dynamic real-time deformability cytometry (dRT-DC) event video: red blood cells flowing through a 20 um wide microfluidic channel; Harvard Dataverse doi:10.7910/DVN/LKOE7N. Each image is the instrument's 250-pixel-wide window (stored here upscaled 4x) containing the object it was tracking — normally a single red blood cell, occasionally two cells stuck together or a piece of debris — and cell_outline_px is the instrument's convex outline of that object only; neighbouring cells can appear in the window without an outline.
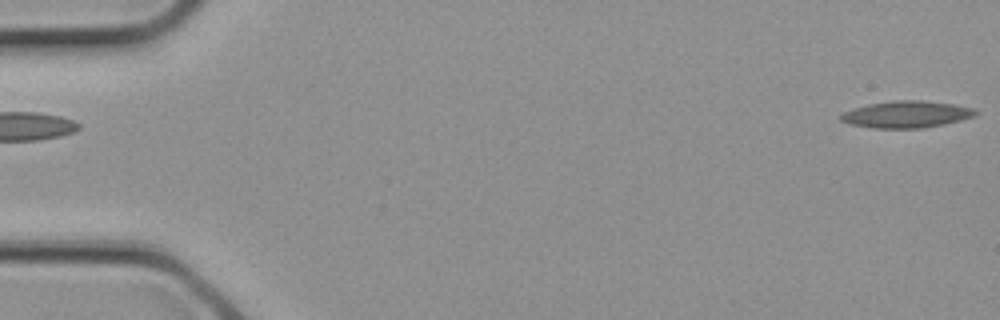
{"species": "common noctule bat (a hibernating species)", "species_latin": "Nyctalus noctula", "temperature_condition": "cold", "stored_images_in_passage": 3, "segment_of_instrument_passage": [2, 2], "camera_frame_rate_fps": 3000, "um_per_image_px": 0.085, "animal": {"sex": "female", "body_mass_g": 21.9}, "frame": {"image": 1, "passage_image": 3, "time_ms": 0.667, "image_size_px": [1000, 320], "cell_outline_px": [[976, 112], [972, 116], [960, 120], [944, 124], [924, 128], [872, 128], [852, 124], [840, 120], [840, 116], [844, 112], [868, 104], [892, 100], [920, 100], [952, 104], [972, 108]], "centroid_in_image_um": [77.02, 9.72], "position_along_channel_um": 8.0, "area_um2": 20.69}}